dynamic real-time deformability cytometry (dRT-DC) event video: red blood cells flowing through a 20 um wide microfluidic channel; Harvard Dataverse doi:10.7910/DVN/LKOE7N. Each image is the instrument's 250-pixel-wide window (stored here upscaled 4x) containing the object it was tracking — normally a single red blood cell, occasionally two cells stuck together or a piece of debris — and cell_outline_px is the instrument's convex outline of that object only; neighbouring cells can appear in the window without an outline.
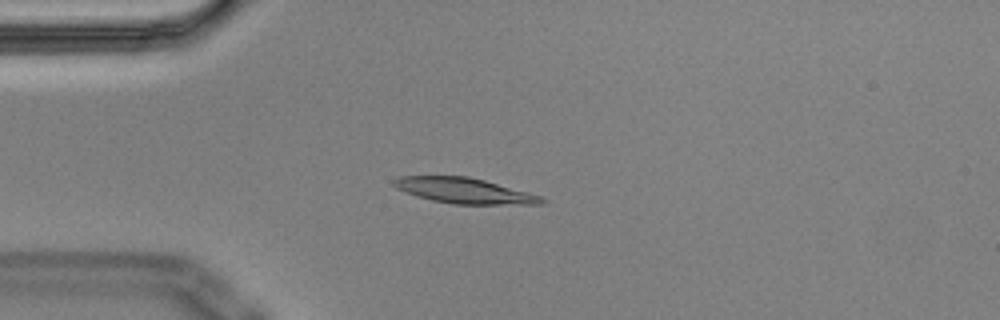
{"species": "Egyptian fruit bat (a non-hibernating species)", "species_latin": "Rousettus aegyptiacus", "temperature_condition": "cold", "stored_images_in_passage": 5, "camera_frame_rate_fps": 3000, "um_per_image_px": 0.085, "animal": {"sex": "male"}, "frame": {"image": 1, "passage_image": 3, "time_ms": 0.667, "image_size_px": [1000, 320], "cell_outline_px": [[548, 200], [544, 204], [452, 204], [432, 200], [416, 196], [396, 188], [392, 184], [392, 180], [400, 176], [468, 176], [484, 180], [528, 192], [540, 196]], "centroid_in_image_um": [39.46, 16.21], "position_along_channel_um": 45.5, "area_um2": 21.91}}
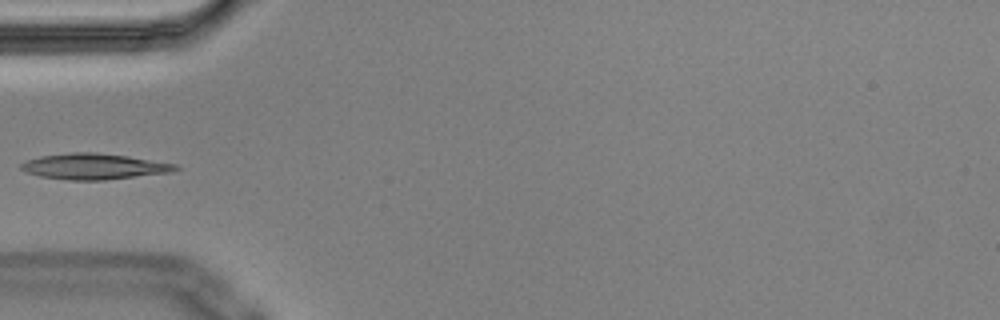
{"frame": {"image": 2, "passage_image": 4, "time_ms": 1.0, "image_size_px": [1000, 320], "cell_outline_px": [[180, 168], [172, 172], [104, 180], [68, 180], [40, 176], [28, 172], [20, 168], [20, 164], [28, 160], [40, 156], [72, 152], [96, 152], [128, 156], [176, 164]], "centroid_in_image_um": [8.0, 14.14], "position_along_channel_um": 77.0, "area_um2": 23.12}}